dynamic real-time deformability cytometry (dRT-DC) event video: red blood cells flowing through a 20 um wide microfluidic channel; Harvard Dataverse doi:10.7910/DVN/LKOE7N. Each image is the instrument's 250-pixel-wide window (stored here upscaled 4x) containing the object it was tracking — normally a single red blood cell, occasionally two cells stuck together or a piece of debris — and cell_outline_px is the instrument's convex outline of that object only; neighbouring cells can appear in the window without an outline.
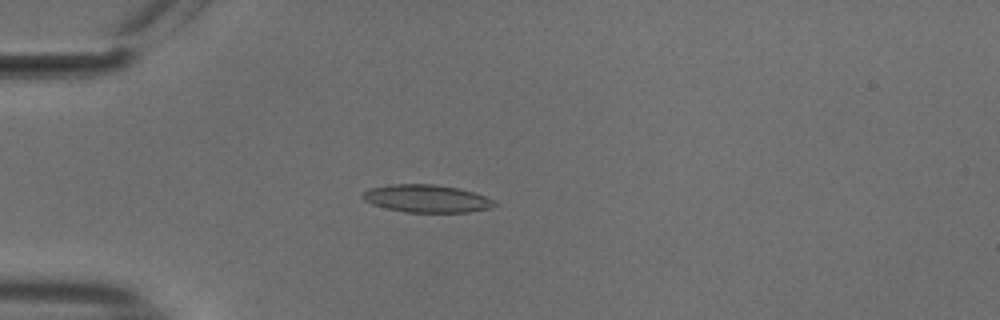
{"species": "common noctule bat (a hibernating species)", "species_latin": "Nyctalus noctula", "temperature_condition": "cold", "stored_images_in_passage": 53, "camera_frame_rate_fps": 3000, "um_per_image_px": 0.085, "animal": {"sex": "male", "body_mass_g": 18.8}, "frame": {"image": 1, "passage_image": 14, "time_ms": 4.333, "image_size_px": [1000, 320], "cell_outline_px": [[496, 204], [492, 208], [468, 212], [404, 212], [372, 204], [364, 200], [360, 196], [368, 188], [388, 184], [432, 184], [460, 188], [484, 196], [492, 200]], "centroid_in_image_um": [36.23, 16.87], "position_along_channel_um": 48.8, "area_um2": 21.21}}
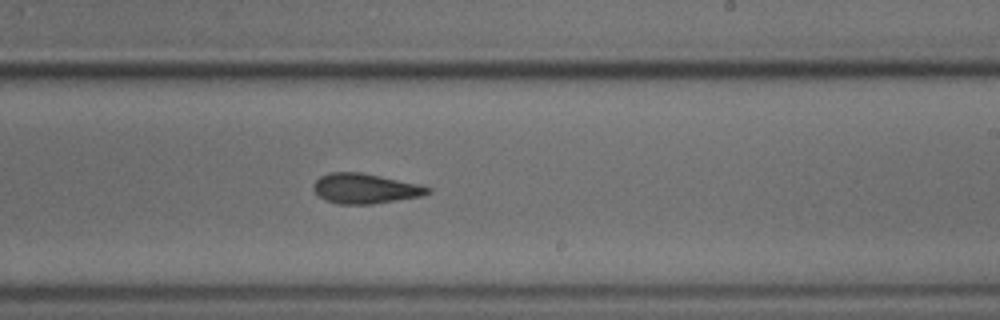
{"frame": {"image": 2, "passage_image": 32, "time_ms": 10.333, "image_size_px": [1000, 320], "cell_outline_px": [[432, 192], [424, 196], [372, 204], [340, 204], [324, 200], [312, 188], [312, 184], [320, 176], [328, 172], [360, 172], [420, 184], [432, 188]], "centroid_in_image_um": [31.06, 16.02], "position_along_channel_um": 257.9, "area_um2": 20.17}}
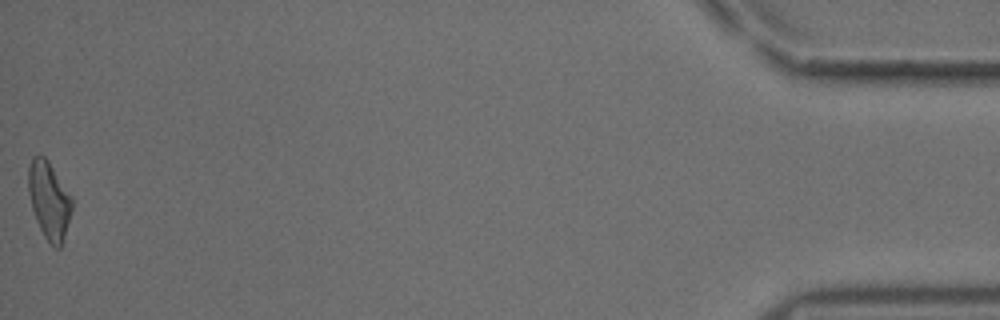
{"frame": {"image": 3, "passage_image": 53, "time_ms": 17.333, "image_size_px": [1000, 320], "cell_outline_px": [[72, 208], [64, 240], [60, 248], [56, 248], [44, 236], [36, 220], [32, 208], [28, 192], [28, 168], [32, 156], [44, 156], [48, 160], [72, 196]], "centroid_in_image_um": [4.17, 17.01], "position_along_channel_um": 431.0, "area_um2": 19.65}, "authors_computed_cell_mechanics": {"area_um2": 20.1144, "velocity_mm_per_s": 3.7627, "shape_relaxation_time_tau1_ms": 9.6182, "shape_relaxation_time_tau2_ms": 3.8599, "deformation_change_tau1": 0.1855, "deformation_change_tau2": 0.11}}